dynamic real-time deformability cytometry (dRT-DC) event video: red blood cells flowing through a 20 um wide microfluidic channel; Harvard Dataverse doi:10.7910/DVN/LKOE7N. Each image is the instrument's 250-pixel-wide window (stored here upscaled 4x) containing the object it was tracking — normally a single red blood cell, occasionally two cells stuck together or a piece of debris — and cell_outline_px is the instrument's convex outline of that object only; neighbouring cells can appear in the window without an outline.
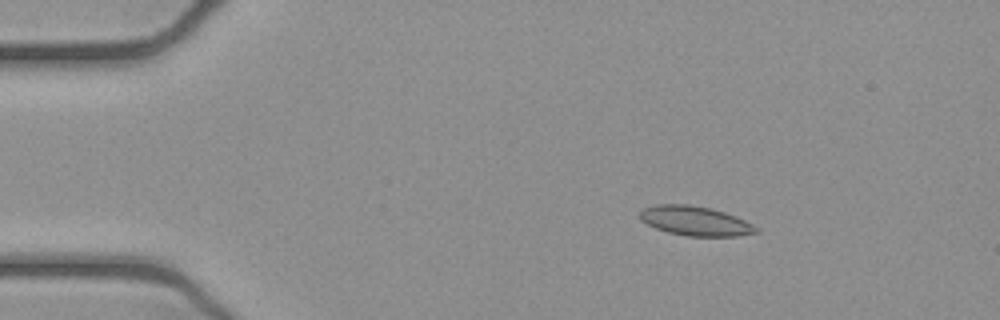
{"species": "common noctule bat (a hibernating species)", "species_latin": "Nyctalus noctula", "temperature_condition": "cold", "stored_images_in_passage": 53, "camera_frame_rate_fps": 3000, "um_per_image_px": 0.085, "animal": {"sex": "female", "body_mass_g": 21.9}, "frame": {"image": 1, "passage_image": 9, "time_ms": 2.667, "image_size_px": [1000, 320], "cell_outline_px": [[760, 232], [736, 236], [688, 236], [668, 232], [656, 228], [640, 220], [640, 208], [656, 204], [688, 204], [712, 208], [736, 216], [760, 228]], "centroid_in_image_um": [59.09, 18.77], "position_along_channel_um": 25.9, "area_um2": 20.11}}
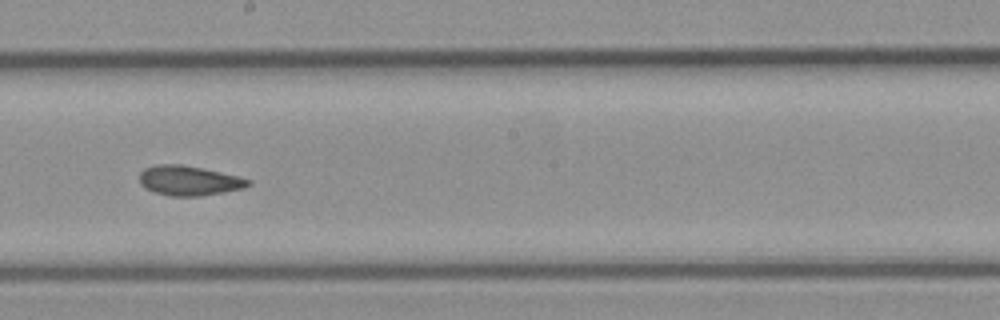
{"frame": {"image": 2, "passage_image": 30, "time_ms": 9.667, "image_size_px": [1000, 320], "cell_outline_px": [[252, 184], [244, 188], [224, 192], [200, 196], [172, 196], [152, 192], [140, 184], [140, 172], [144, 168], [156, 164], [180, 164], [240, 176], [252, 180]], "centroid_in_image_um": [16.07, 15.35], "position_along_channel_um": 232.1, "area_um2": 18.96}}
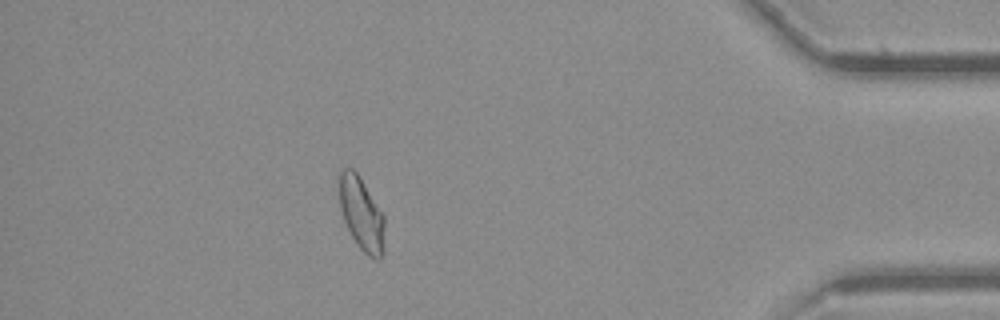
{"frame": {"image": 3, "passage_image": 47, "time_ms": 15.333, "image_size_px": [1000, 320], "cell_outline_px": [[384, 252], [380, 260], [376, 260], [368, 256], [356, 244], [344, 220], [340, 208], [340, 172], [344, 168], [352, 168], [360, 176], [384, 216]], "centroid_in_image_um": [30.75, 18.21], "position_along_channel_um": 404.5, "area_um2": 19.25}, "authors_computed_cell_mechanics": {"area_um2": 19.363, "velocity_mm_per_s": 3.8963, "shape_relaxation_time_tau1_ms": null, "shape_relaxation_time_tau2_ms": 3.0682, "deformation_change_tau1": null, "deformation_change_tau2": 0.0787}}